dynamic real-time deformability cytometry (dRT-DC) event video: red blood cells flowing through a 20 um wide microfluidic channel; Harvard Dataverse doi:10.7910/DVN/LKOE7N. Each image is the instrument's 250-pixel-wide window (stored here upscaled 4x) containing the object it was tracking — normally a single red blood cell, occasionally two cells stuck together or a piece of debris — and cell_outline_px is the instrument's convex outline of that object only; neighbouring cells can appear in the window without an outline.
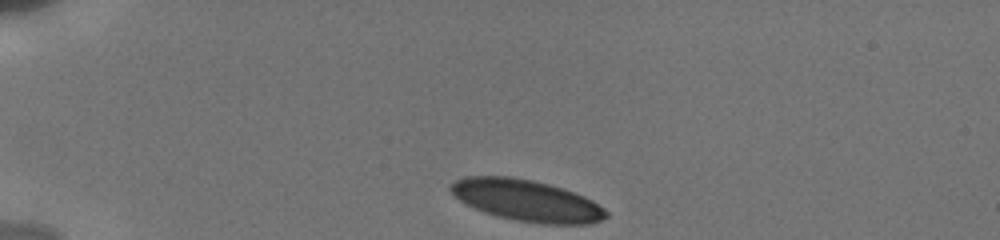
{"species": "human", "species_latin": "Homo sapiens", "temperature_condition": "cold", "stored_images_in_passage": 42, "camera_frame_rate_fps": 3000, "um_per_image_px": 0.085, "donor": {"sex": "male"}, "frame": {"image": 1, "passage_image": 1, "time_ms": 0.0, "image_size_px": [1000, 240], "cell_outline_px": [[608, 216], [600, 220], [588, 224], [540, 224], [516, 220], [484, 212], [460, 200], [448, 188], [456, 180], [464, 176], [512, 176], [532, 180], [548, 184], [584, 196], [592, 200], [604, 208], [608, 212]], "centroid_in_image_um": [44.78, 17.04], "position_along_channel_um": 40.2, "area_um2": 37.17}}
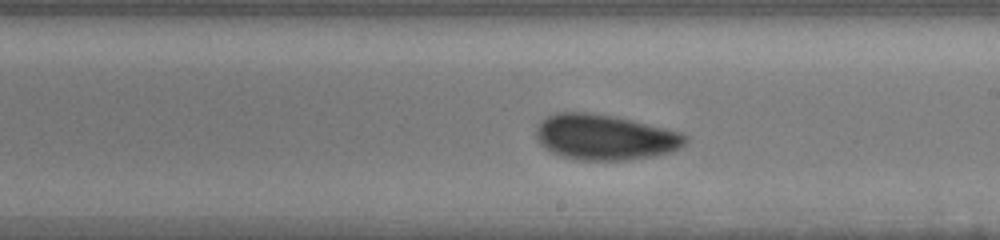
{"frame": {"image": 2, "passage_image": 23, "time_ms": 6.667, "image_size_px": [1000, 240], "cell_outline_px": [[688, 140], [680, 148], [672, 152], [632, 160], [580, 160], [560, 156], [552, 152], [540, 144], [536, 136], [536, 128], [540, 120], [556, 112], [584, 112], [612, 116], [632, 120], [684, 132], [688, 136]], "centroid_in_image_um": [51.44, 11.66], "position_along_channel_um": 237.6, "area_um2": 39.82}}
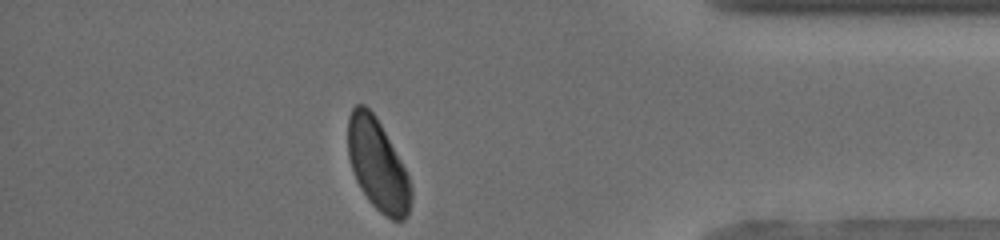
{"frame": {"image": 3, "passage_image": 42, "time_ms": 11.667, "image_size_px": [1000, 240], "cell_outline_px": [[412, 200], [408, 216], [404, 220], [392, 220], [380, 212], [368, 200], [360, 188], [356, 180], [348, 156], [348, 116], [352, 108], [356, 104], [364, 104], [376, 116], [400, 160], [408, 176], [412, 188]], "centroid_in_image_um": [32.1, 14.04], "position_along_channel_um": 403.1, "area_um2": 33.47}, "authors_computed_cell_mechanics": {"area_um2": 39.2462, "velocity_mm_per_s": 3.8019, "shape_relaxation_time_tau1_ms": 3.3474, "shape_relaxation_time_tau2_ms": 0.7892, "deformation_change_tau1": 0.0907, "deformation_change_tau2": 0.0415}}